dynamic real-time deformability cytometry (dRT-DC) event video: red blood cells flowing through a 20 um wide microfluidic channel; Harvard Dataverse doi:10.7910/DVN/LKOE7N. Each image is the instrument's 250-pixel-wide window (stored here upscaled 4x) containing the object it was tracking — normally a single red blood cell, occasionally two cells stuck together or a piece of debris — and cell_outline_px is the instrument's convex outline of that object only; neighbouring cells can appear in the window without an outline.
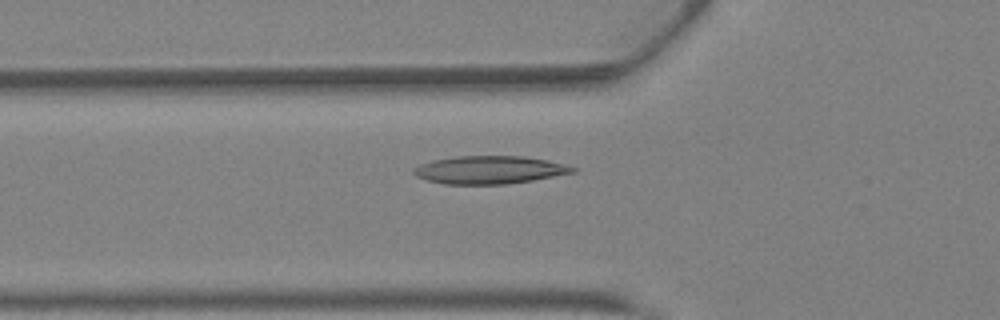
{"species": "Egyptian fruit bat (a non-hibernating species)", "species_latin": "Rousettus aegyptiacus", "temperature_condition": "warm", "stored_images_in_passage": 42, "camera_frame_rate_fps": 3000, "um_per_image_px": 0.085, "animal": {"sex": "female"}, "frame": {"image": 1, "passage_image": 15, "time_ms": 4.667, "image_size_px": [1000, 320], "cell_outline_px": [[576, 172], [532, 180], [504, 184], [444, 184], [428, 180], [416, 176], [412, 172], [412, 168], [420, 164], [432, 160], [456, 156], [524, 156], [548, 160], [564, 164], [576, 168]], "centroid_in_image_um": [41.58, 14.43], "position_along_channel_um": 84.2, "area_um2": 25.84}}
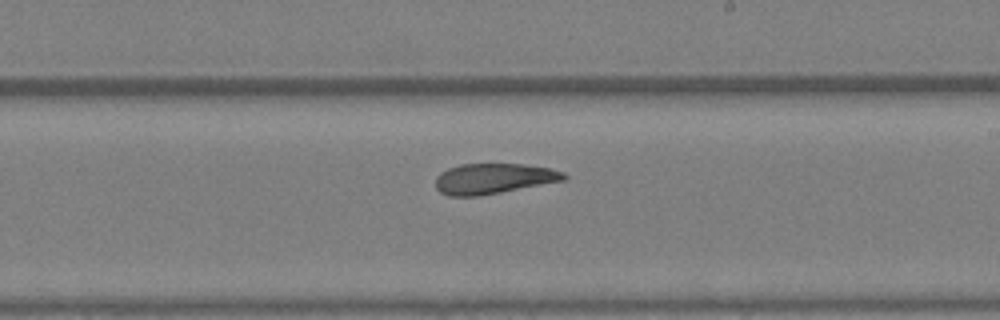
{"frame": {"image": 2, "passage_image": 25, "time_ms": 8.0, "image_size_px": [1000, 320], "cell_outline_px": [[568, 176], [564, 180], [500, 192], [476, 196], [448, 196], [440, 192], [436, 188], [436, 176], [440, 172], [448, 168], [460, 164], [524, 164], [548, 168], [564, 172]], "centroid_in_image_um": [41.91, 15.17], "position_along_channel_um": 247.1, "area_um2": 22.6}}
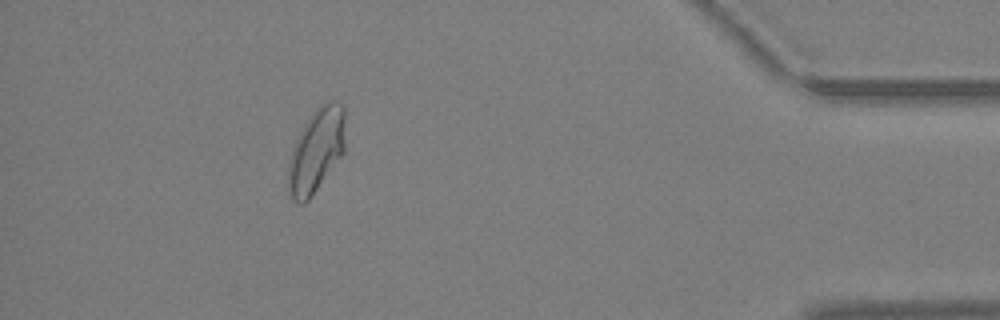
{"frame": {"image": 3, "passage_image": 38, "time_ms": 12.333, "image_size_px": [1000, 320], "cell_outline_px": [[344, 152], [308, 200], [304, 204], [296, 204], [292, 200], [288, 188], [288, 160], [292, 148], [304, 124], [312, 112], [320, 104], [328, 100], [332, 100], [344, 104]], "centroid_in_image_um": [26.87, 12.78], "position_along_channel_um": 408.3, "area_um2": 27.92}, "authors_computed_cell_mechanics": {"area_um2": 25.0274, "velocity_mm_per_s": 4.8849, "shape_relaxation_time_tau1_ms": 7.957, "shape_relaxation_time_tau2_ms": 2.9393, "deformation_change_tau1": 0.2101, "deformation_change_tau2": 0.1076}}